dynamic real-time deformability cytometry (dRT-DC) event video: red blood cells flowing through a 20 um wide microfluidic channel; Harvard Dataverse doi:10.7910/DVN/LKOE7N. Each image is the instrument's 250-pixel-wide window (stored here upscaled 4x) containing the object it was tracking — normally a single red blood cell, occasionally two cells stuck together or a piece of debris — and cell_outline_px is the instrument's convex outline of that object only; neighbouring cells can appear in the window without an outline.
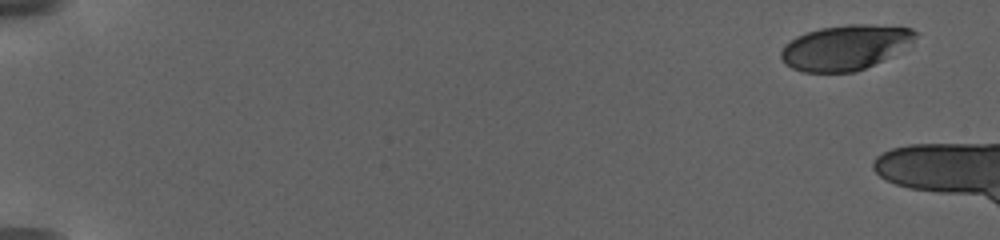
{"species": "human", "species_latin": "Homo sapiens", "temperature_condition": "warm", "stored_images_in_passage": 15, "camera_frame_rate_fps": 3000, "um_per_image_px": 0.085, "donor": {"sex": "female"}, "frame": {"image": 1, "passage_image": 1, "time_ms": 0.0, "image_size_px": [1000, 240], "cell_outline_px": [[920, 32], [912, 40], [880, 60], [856, 72], [804, 72], [792, 68], [784, 64], [780, 56], [780, 52], [784, 44], [796, 36], [820, 28], [848, 24], [868, 24], [912, 28]], "centroid_in_image_um": [71.75, 4.02], "position_along_channel_um": 13.3, "area_um2": 34.62}}